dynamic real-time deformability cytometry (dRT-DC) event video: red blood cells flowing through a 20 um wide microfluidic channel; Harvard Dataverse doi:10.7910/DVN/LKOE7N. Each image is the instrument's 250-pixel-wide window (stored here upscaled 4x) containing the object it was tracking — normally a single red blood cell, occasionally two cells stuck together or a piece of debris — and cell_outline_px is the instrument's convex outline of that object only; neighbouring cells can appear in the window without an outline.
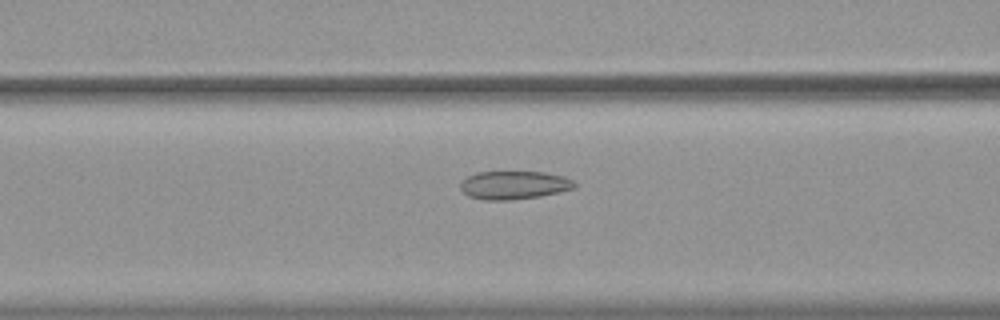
{"species": "common noctule bat (a hibernating species)", "species_latin": "Nyctalus noctula", "temperature_condition": "warm", "stored_images_in_passage": 52, "camera_frame_rate_fps": 3000, "um_per_image_px": 0.085, "animal": {"sex": "female", "body_mass_g": 19.9}, "frame": {"image": 1, "passage_image": 19, "time_ms": 6.0, "image_size_px": [1000, 320], "cell_outline_px": [[576, 188], [560, 192], [540, 196], [512, 200], [484, 200], [468, 196], [460, 188], [460, 180], [476, 172], [544, 172], [564, 176], [572, 180], [576, 184]], "centroid_in_image_um": [43.68, 15.73], "position_along_channel_um": 122.9, "area_um2": 18.96}}
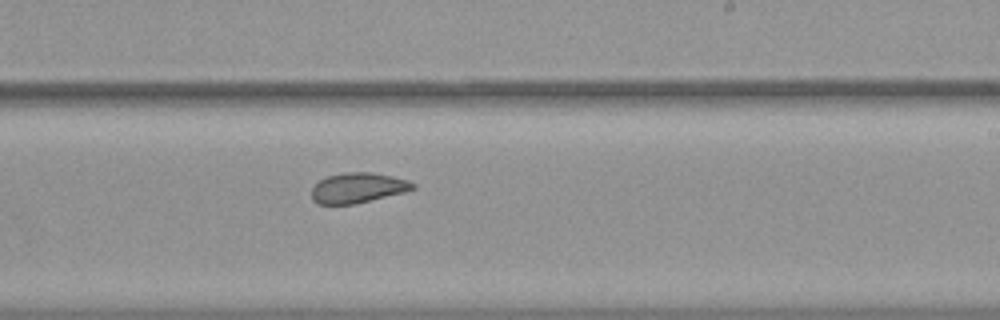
{"frame": {"image": 2, "passage_image": 30, "time_ms": 9.667, "image_size_px": [1000, 320], "cell_outline_px": [[416, 188], [404, 192], [356, 204], [316, 204], [312, 200], [312, 188], [320, 180], [328, 176], [344, 172], [372, 172], [392, 176], [408, 180], [416, 184]], "centroid_in_image_um": [30.43, 15.97], "position_along_channel_um": 258.6, "area_um2": 17.86}}
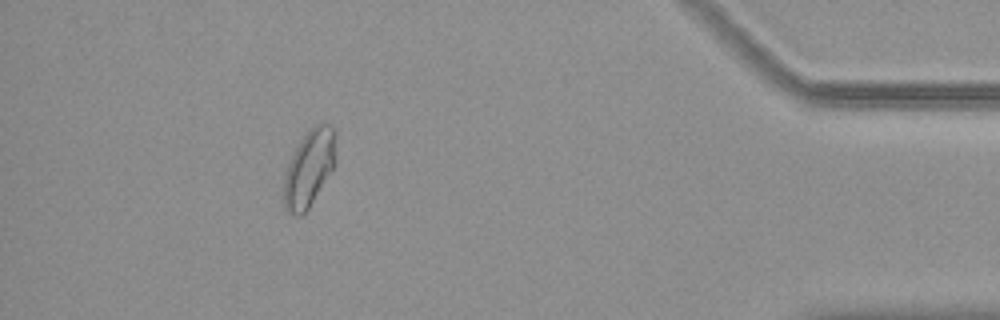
{"frame": {"image": 3, "passage_image": 46, "time_ms": 15.0, "image_size_px": [1000, 320], "cell_outline_px": [[336, 164], [308, 208], [300, 216], [296, 216], [288, 212], [284, 208], [284, 172], [304, 132], [308, 128], [316, 124], [332, 124], [336, 132]], "centroid_in_image_um": [26.3, 14.24], "position_along_channel_um": 408.9, "area_um2": 23.52}}